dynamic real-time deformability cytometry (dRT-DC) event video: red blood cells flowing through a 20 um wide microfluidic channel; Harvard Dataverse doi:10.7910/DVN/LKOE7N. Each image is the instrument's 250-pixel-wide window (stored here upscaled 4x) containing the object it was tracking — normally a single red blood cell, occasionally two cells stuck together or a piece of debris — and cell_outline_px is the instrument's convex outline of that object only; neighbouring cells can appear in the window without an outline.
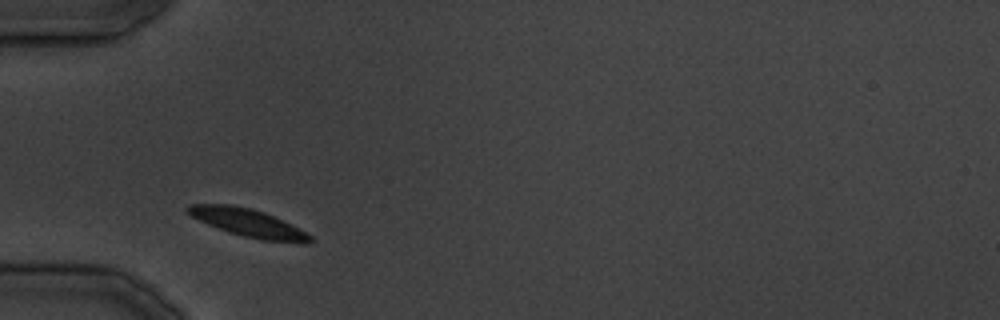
{"species": "common noctule bat (a hibernating species)", "species_latin": "Nyctalus noctula", "temperature_condition": "cold", "stored_images_in_passage": 27, "camera_frame_rate_fps": 3000, "um_per_image_px": 0.085, "animal": {"sex": "male", "body_mass_g": 19.5, "forearm_length_mm": 54.6}, "frame": {"image": 1, "passage_image": 1, "time_ms": 0.0, "image_size_px": [1000, 320], "cell_outline_px": [[316, 240], [308, 244], [304, 244], [260, 240], [228, 232], [208, 224], [192, 216], [184, 208], [188, 204], [232, 204], [252, 208], [264, 212], [312, 236]], "centroid_in_image_um": [21.1, 18.95], "position_along_channel_um": 63.9, "area_um2": 19.83}}
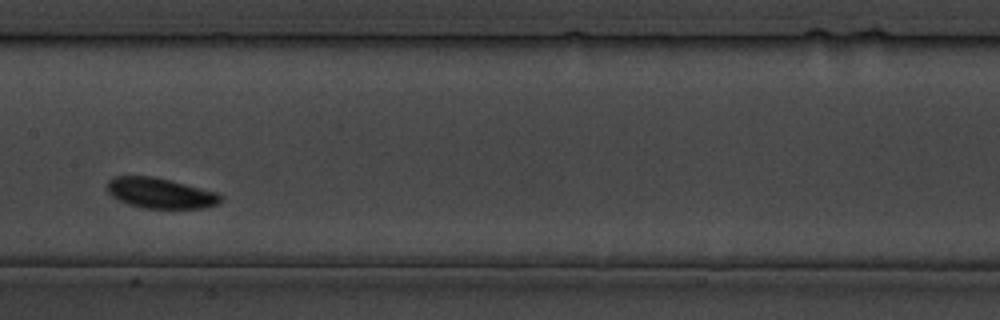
{"frame": {"image": 2, "passage_image": 9, "time_ms": 9.333, "image_size_px": [1000, 320], "cell_outline_px": [[224, 196], [216, 204], [204, 208], [140, 208], [128, 204], [112, 196], [108, 192], [108, 180], [116, 176], [152, 176], [172, 180], [216, 192]], "centroid_in_image_um": [13.63, 16.41], "position_along_channel_um": 193.8, "area_um2": 20.06}}
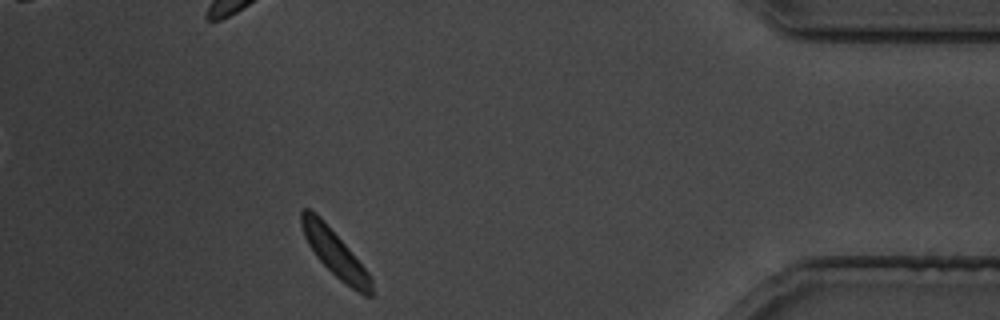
{"frame": {"image": 3, "passage_image": 23, "time_ms": 27.0, "image_size_px": [1000, 320], "cell_outline_px": [[372, 296], [364, 296], [340, 280], [316, 256], [308, 244], [304, 236], [300, 224], [300, 208], [308, 208], [316, 212], [320, 216], [348, 248], [368, 272], [372, 280]], "centroid_in_image_um": [28.43, 21.48], "position_along_channel_um": 406.8, "area_um2": 18.73}}